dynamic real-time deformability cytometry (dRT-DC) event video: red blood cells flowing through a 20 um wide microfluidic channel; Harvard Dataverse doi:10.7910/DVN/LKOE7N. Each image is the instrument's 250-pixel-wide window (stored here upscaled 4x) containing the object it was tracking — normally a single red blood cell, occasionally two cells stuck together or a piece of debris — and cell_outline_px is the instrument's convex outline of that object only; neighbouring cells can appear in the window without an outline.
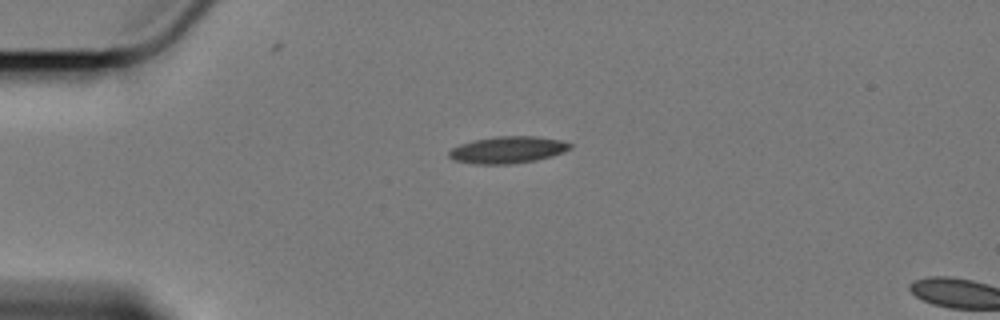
{"species": "Egyptian fruit bat (a non-hibernating species)", "species_latin": "Rousettus aegyptiacus", "temperature_condition": "cold", "stored_images_in_passage": 3, "camera_frame_rate_fps": 3000, "um_per_image_px": 0.085, "animal": {"sex": "female"}, "frame": {"image": 1, "passage_image": 1, "time_ms": 0.0, "image_size_px": [1000, 320], "cell_outline_px": [[572, 148], [564, 152], [552, 156], [536, 160], [512, 164], [472, 164], [452, 160], [448, 156], [448, 152], [452, 148], [460, 144], [476, 140], [496, 136], [536, 136], [560, 140], [572, 144]], "centroid_in_image_um": [43.15, 12.74], "position_along_channel_um": 41.9, "area_um2": 19.07}}